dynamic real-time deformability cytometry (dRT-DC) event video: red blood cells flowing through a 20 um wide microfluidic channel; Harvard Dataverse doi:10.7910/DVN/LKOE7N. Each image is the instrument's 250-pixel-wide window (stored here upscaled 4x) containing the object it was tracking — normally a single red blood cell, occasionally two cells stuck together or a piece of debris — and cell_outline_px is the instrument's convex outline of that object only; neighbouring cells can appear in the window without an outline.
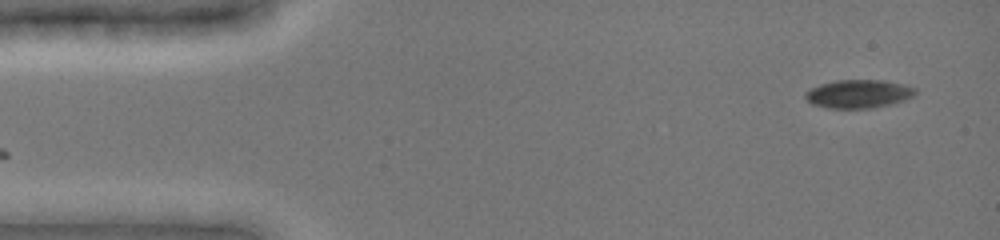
{"species": "common noctule bat (a hibernating species)", "species_latin": "Nyctalus noctula", "temperature_condition": "cold", "stored_images_in_passage": 46, "camera_frame_rate_fps": 3000, "um_per_image_px": 0.085, "animal": {"sex": "female", "body_mass_g": 19.0, "forearm_length_mm": 51.5}, "frame": {"image": 1, "passage_image": 1, "time_ms": 0.0, "image_size_px": [1000, 240], "cell_outline_px": [[916, 92], [912, 96], [904, 100], [872, 108], [828, 108], [812, 104], [804, 96], [804, 92], [820, 84], [836, 80], [884, 80], [904, 84], [916, 88]], "centroid_in_image_um": [72.96, 7.97], "position_along_channel_um": 12.0, "area_um2": 18.09}}
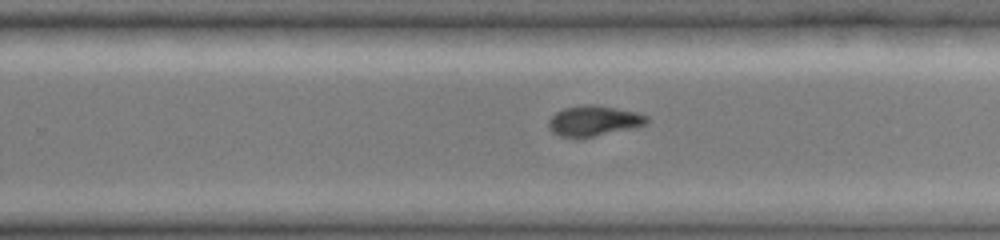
{"frame": {"image": 2, "passage_image": 29, "time_ms": 9.333, "image_size_px": [1000, 240], "cell_outline_px": [[648, 124], [636, 128], [576, 140], [560, 136], [552, 132], [548, 128], [548, 120], [556, 112], [564, 108], [584, 104], [596, 104], [636, 112], [648, 116]], "centroid_in_image_um": [50.46, 10.3], "position_along_channel_um": 279.3, "area_um2": 17.98}}
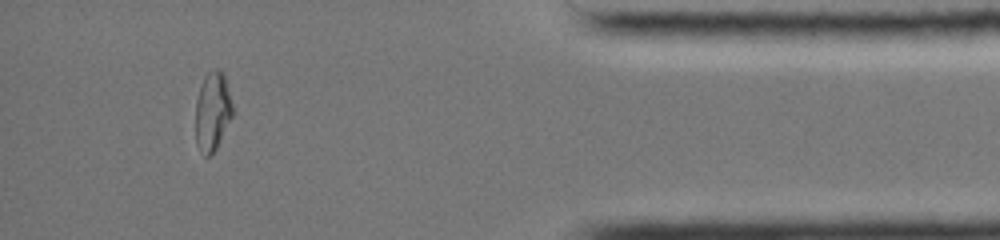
{"frame": {"image": 3, "passage_image": 42, "time_ms": 13.667, "image_size_px": [1000, 240], "cell_outline_px": [[232, 116], [216, 148], [208, 156], [204, 156], [196, 144], [196, 100], [200, 84], [204, 76], [212, 68], [216, 68], [224, 72], [232, 104]], "centroid_in_image_um": [18.05, 9.42], "position_along_channel_um": 417.2, "area_um2": 16.99}, "authors_computed_cell_mechanics": {"area_um2": 18.1781, "velocity_mm_per_s": 3.9471, "shape_relaxation_time_tau1_ms": 6.1969, "shape_relaxation_time_tau2_ms": 8.3536, "deformation_change_tau1": 0.1498, "deformation_change_tau2": 0.1119}}